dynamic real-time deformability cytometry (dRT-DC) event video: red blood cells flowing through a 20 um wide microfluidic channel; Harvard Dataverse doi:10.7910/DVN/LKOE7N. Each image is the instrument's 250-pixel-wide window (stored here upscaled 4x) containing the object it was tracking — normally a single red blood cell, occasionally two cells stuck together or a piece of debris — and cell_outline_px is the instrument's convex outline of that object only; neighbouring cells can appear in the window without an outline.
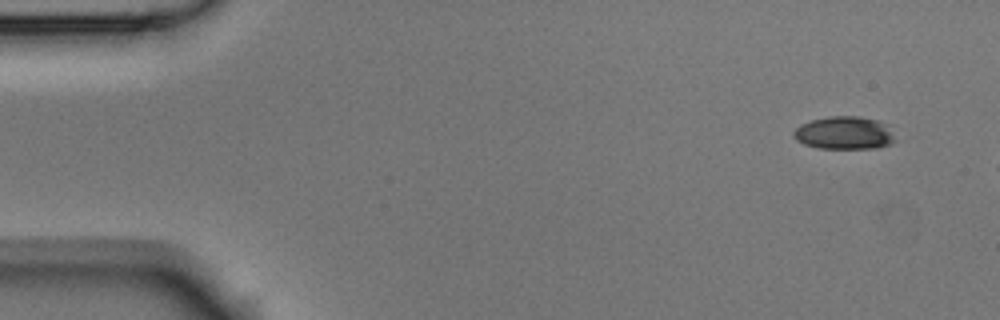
{"species": "Egyptian fruit bat (a non-hibernating species)", "species_latin": "Rousettus aegyptiacus", "temperature_condition": "room temperature", "stored_images_in_passage": 4, "camera_frame_rate_fps": 3000, "um_per_image_px": 0.085, "animal": {"sex": "male"}, "frame": {"image": 1, "passage_image": 1, "time_ms": 0.0, "image_size_px": [1000, 320], "cell_outline_px": [[896, 140], [892, 144], [876, 148], [820, 148], [804, 144], [796, 140], [792, 136], [792, 132], [800, 124], [812, 120], [828, 116], [860, 116], [880, 120], [888, 124]], "centroid_in_image_um": [71.79, 11.29], "position_along_channel_um": 13.2, "area_um2": 19.77}}